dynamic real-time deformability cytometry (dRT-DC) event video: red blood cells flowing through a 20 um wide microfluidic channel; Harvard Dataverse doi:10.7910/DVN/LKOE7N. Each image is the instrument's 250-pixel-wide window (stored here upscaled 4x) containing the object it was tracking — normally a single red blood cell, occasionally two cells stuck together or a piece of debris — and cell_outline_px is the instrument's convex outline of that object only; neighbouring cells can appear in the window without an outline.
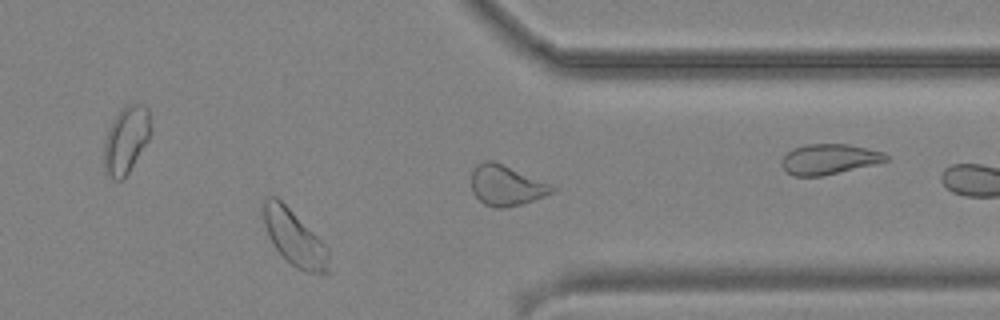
{"species": "common noctule bat (a hibernating species)", "species_latin": "Nyctalus noctula", "temperature_condition": "cold", "stored_images_in_passage": 33, "camera_frame_rate_fps": 3000, "um_per_image_px": 0.085, "animal": {"sex": "male", "body_mass_g": 19.2, "forearm_length_mm": 51.8}, "frame": {"image": 1, "passage_image": 28, "time_ms": 9.0, "image_size_px": [1000, 320], "cell_outline_px": [[328, 272], [308, 272], [296, 268], [276, 248], [268, 236], [264, 224], [264, 200], [268, 196], [276, 196], [328, 248]], "centroid_in_image_um": [25.0, 20.22], "position_along_channel_um": 386.4, "area_um2": 20.17}}